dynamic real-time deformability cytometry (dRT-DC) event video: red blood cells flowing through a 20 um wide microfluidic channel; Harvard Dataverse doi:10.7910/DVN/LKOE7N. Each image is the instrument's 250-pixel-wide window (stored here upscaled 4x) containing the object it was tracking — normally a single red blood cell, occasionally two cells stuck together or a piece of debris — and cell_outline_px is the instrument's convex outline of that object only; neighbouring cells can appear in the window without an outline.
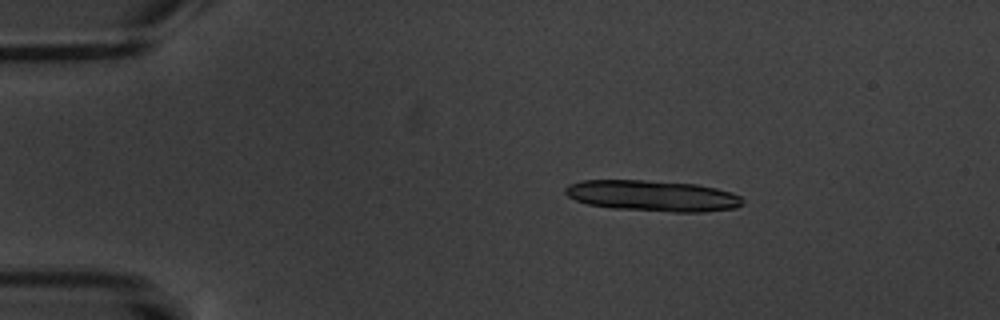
{"species": "common noctule bat (a hibernating species)", "species_latin": "Nyctalus noctula", "temperature_condition": "warm", "stored_images_in_passage": 4, "camera_frame_rate_fps": 3000, "um_per_image_px": 0.085, "animal": {"sex": "male", "body_mass_g": 20.1, "forearm_length_mm": 53.5}, "frame": {"image": 1, "passage_image": 2, "time_ms": 1.333, "image_size_px": [1000, 320], "cell_outline_px": [[744, 204], [736, 208], [704, 212], [672, 212], [612, 208], [588, 204], [576, 200], [568, 196], [564, 192], [564, 188], [568, 184], [580, 180], [644, 180], [696, 184], [716, 188], [732, 192], [740, 196], [744, 200]], "centroid_in_image_um": [55.48, 16.64], "position_along_channel_um": 29.5, "area_um2": 32.25}}